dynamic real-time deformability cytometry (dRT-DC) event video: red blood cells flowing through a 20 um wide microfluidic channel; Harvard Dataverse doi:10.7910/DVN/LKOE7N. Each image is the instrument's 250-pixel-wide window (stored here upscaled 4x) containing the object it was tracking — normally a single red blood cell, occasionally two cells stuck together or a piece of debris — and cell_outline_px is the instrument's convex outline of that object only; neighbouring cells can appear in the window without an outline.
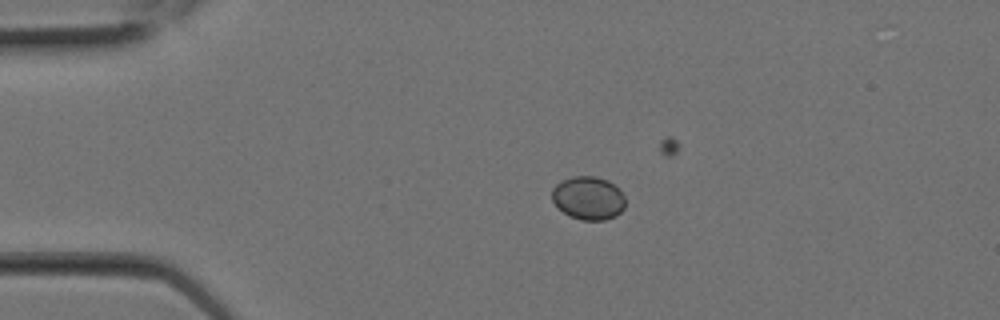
{"species": "Egyptian fruit bat (a non-hibernating species)", "species_latin": "Rousettus aegyptiacus", "temperature_condition": "room temperature", "stored_images_in_passage": 1, "camera_frame_rate_fps": 3000, "um_per_image_px": 0.085, "animal": {"sex": "female"}, "frame": {"image": 1, "passage_image": 1, "time_ms": 0.0, "image_size_px": [1000, 320], "cell_outline_px": [[624, 208], [616, 216], [604, 220], [580, 220], [564, 212], [552, 200], [552, 188], [560, 180], [572, 176], [596, 176], [608, 180], [620, 188], [624, 196]], "centroid_in_image_um": [50.02, 16.81], "position_along_channel_um": 35.0, "area_um2": 18.61}}